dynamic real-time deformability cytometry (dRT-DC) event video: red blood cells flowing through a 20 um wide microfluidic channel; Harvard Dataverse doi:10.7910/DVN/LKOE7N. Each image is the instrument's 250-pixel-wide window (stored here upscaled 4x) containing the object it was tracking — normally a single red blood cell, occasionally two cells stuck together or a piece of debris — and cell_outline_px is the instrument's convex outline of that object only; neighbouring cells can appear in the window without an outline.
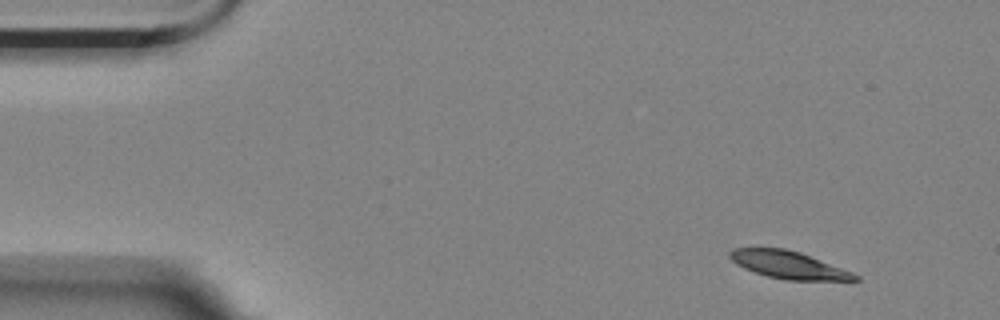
{"species": "Egyptian fruit bat (a non-hibernating species)", "species_latin": "Rousettus aegyptiacus", "temperature_condition": "room temperature", "stored_images_in_passage": 11, "camera_frame_rate_fps": 3000, "um_per_image_px": 0.085, "animal": {"sex": "female"}, "frame": {"image": 1, "passage_image": 1, "time_ms": 0.0, "image_size_px": [1000, 320], "cell_outline_px": [[860, 280], [784, 280], [768, 276], [744, 268], [736, 264], [728, 256], [728, 252], [732, 248], [784, 248], [800, 252], [852, 272], [860, 276]], "centroid_in_image_um": [67.0, 22.51], "position_along_channel_um": 18.0, "area_um2": 19.88}}
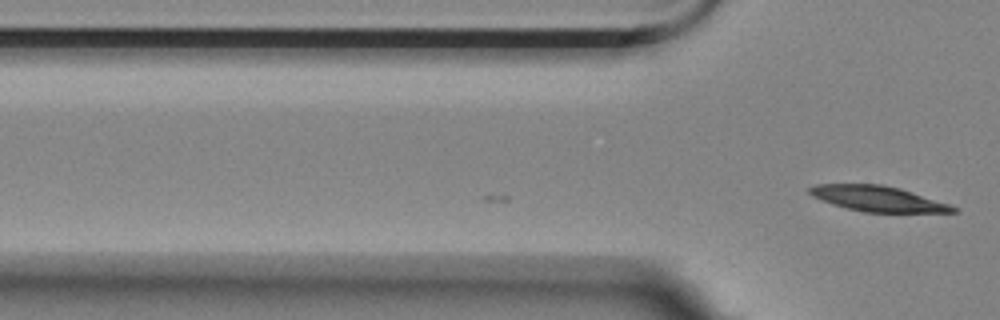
{"frame": {"image": 2, "passage_image": 11, "time_ms": 3.333, "image_size_px": [1000, 320], "cell_outline_px": [[956, 212], [864, 212], [844, 208], [832, 204], [812, 196], [808, 192], [808, 188], [816, 184], [880, 184], [900, 188], [952, 204], [956, 208]], "centroid_in_image_um": [74.61, 16.88], "position_along_channel_um": 51.2, "area_um2": 21.33}}